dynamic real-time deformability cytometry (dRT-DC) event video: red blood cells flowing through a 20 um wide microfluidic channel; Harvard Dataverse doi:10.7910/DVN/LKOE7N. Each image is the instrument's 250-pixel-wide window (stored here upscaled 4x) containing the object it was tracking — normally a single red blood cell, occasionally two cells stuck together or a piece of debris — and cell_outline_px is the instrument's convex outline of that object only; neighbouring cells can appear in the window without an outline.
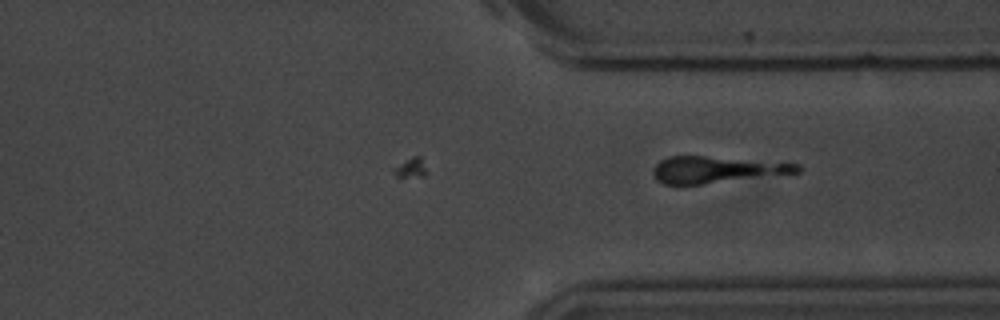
{"species": "common noctule bat (a hibernating species)", "species_latin": "Nyctalus noctula", "temperature_condition": "room temperature", "stored_images_in_passage": 27, "camera_frame_rate_fps": 3000, "um_per_image_px": 0.085, "animal": {"sex": "male", "body_mass_g": 20.1, "forearm_length_mm": 53.5}, "frame": {"image": 1, "passage_image": 27, "time_ms": 8.667, "image_size_px": [1000, 320], "cell_outline_px": [[804, 168], [800, 172], [792, 176], [700, 184], [664, 184], [656, 180], [652, 172], [652, 168], [660, 160], [668, 156], [704, 156], [800, 164]], "centroid_in_image_um": [61.06, 14.44], "position_along_channel_um": 350.3, "area_um2": 23.12}}